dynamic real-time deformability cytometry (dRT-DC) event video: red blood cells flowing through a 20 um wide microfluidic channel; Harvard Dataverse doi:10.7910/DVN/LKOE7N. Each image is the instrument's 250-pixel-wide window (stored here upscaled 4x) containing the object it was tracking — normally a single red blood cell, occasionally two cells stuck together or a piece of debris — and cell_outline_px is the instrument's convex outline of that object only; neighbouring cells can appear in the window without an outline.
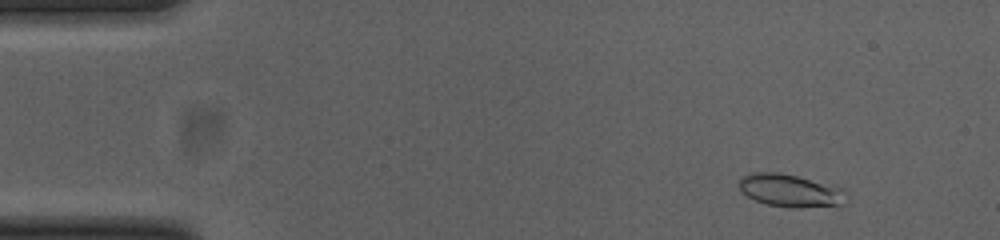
{"species": "common noctule bat (a hibernating species)", "species_latin": "Nyctalus noctula", "temperature_condition": "cold", "stored_images_in_passage": 49, "camera_frame_rate_fps": 3000, "um_per_image_px": 0.085, "animal": {"sex": "female", "body_mass_g": 23.0, "forearm_length_mm": 53.4}, "frame": {"image": 1, "passage_image": 2, "time_ms": 0.333, "image_size_px": [1000, 240], "cell_outline_px": [[848, 204], [800, 208], [796, 208], [764, 204], [740, 192], [740, 180], [744, 176], [752, 172], [776, 172], [836, 184], [844, 188], [848, 200]], "centroid_in_image_um": [67.27, 16.2], "position_along_channel_um": 17.7, "area_um2": 20.87}}
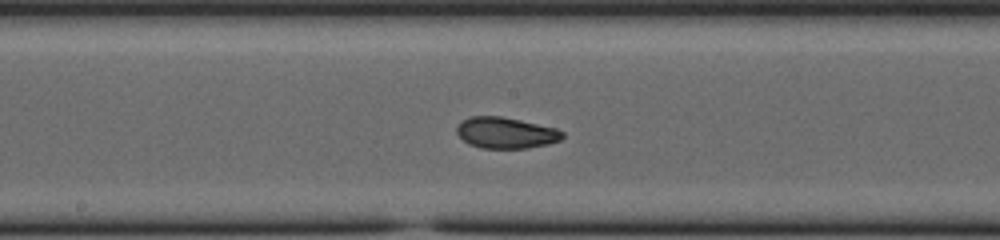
{"frame": {"image": 2, "passage_image": 24, "time_ms": 7.667, "image_size_px": [1000, 240], "cell_outline_px": [[564, 136], [560, 140], [548, 144], [528, 148], [480, 148], [468, 144], [456, 132], [456, 128], [460, 120], [472, 116], [500, 116], [520, 120], [556, 128], [564, 132]], "centroid_in_image_um": [42.98, 11.29], "position_along_channel_um": 205.2, "area_um2": 19.25}}
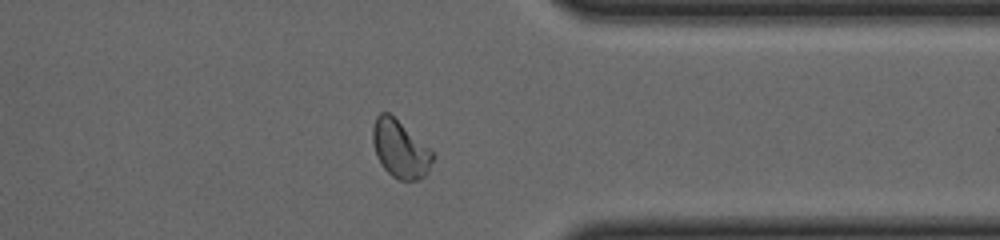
{"frame": {"image": 3, "passage_image": 38, "time_ms": 12.333, "image_size_px": [1000, 240], "cell_outline_px": [[436, 156], [428, 172], [424, 176], [416, 180], [400, 180], [392, 176], [380, 164], [376, 156], [372, 140], [372, 128], [376, 116], [380, 112], [388, 112], [428, 148]], "centroid_in_image_um": [33.99, 12.69], "position_along_channel_um": 377.4, "area_um2": 19.88}, "authors_computed_cell_mechanics": {"area_um2": 19.5364, "velocity_mm_per_s": 3.8418, "shape_relaxation_time_tau1_ms": 3.8592, "shape_relaxation_time_tau2_ms": 1.8102, "deformation_change_tau1": 0.1202, "deformation_change_tau2": 0.0633}}